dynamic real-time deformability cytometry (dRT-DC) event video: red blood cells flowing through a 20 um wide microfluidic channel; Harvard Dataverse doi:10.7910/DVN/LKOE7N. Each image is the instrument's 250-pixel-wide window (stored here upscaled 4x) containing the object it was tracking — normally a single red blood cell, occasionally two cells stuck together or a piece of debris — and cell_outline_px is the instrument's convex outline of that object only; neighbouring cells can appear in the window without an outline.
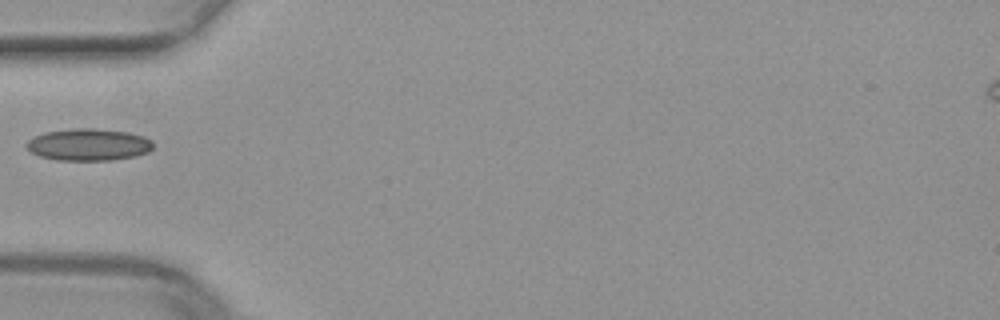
{"species": "common noctule bat (a hibernating species)", "species_latin": "Nyctalus noctula", "temperature_condition": "warm", "stored_images_in_passage": 20, "camera_frame_rate_fps": 3000, "um_per_image_px": 0.085, "animal": {"sex": "female", "body_mass_g": 29.2, "forearm_length_mm": 56.3}, "frame": {"image": 1, "passage_image": 1, "time_ms": 0.0, "image_size_px": [1000, 320], "cell_outline_px": [[152, 148], [148, 152], [136, 156], [112, 160], [56, 160], [40, 156], [32, 152], [24, 144], [28, 140], [44, 132], [72, 128], [96, 128], [128, 132], [144, 136], [152, 140]], "centroid_in_image_um": [7.54, 12.29], "position_along_channel_um": 77.5, "area_um2": 23.7}}
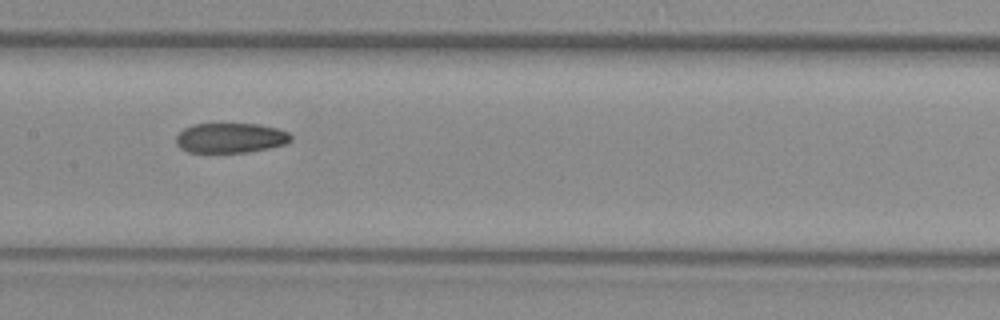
{"frame": {"image": 2, "passage_image": 9, "time_ms": 2.667, "image_size_px": [1000, 320], "cell_outline_px": [[292, 140], [284, 144], [268, 148], [248, 152], [188, 152], [180, 148], [176, 144], [176, 136], [184, 128], [192, 124], [260, 124], [276, 128], [288, 132], [292, 136]], "centroid_in_image_um": [19.58, 11.72], "position_along_channel_um": 187.8, "area_um2": 20.0}}
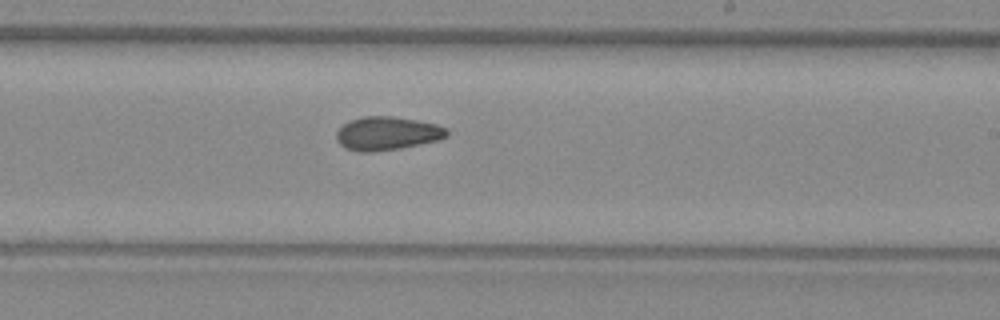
{"frame": {"image": 3, "passage_image": 14, "time_ms": 4.333, "image_size_px": [1000, 320], "cell_outline_px": [[448, 136], [436, 140], [420, 144], [400, 148], [372, 152], [356, 152], [344, 148], [336, 140], [336, 132], [344, 124], [352, 120], [364, 116], [392, 116], [416, 120], [436, 124], [448, 128]], "centroid_in_image_um": [32.89, 11.35], "position_along_channel_um": 256.1, "area_um2": 21.56}}